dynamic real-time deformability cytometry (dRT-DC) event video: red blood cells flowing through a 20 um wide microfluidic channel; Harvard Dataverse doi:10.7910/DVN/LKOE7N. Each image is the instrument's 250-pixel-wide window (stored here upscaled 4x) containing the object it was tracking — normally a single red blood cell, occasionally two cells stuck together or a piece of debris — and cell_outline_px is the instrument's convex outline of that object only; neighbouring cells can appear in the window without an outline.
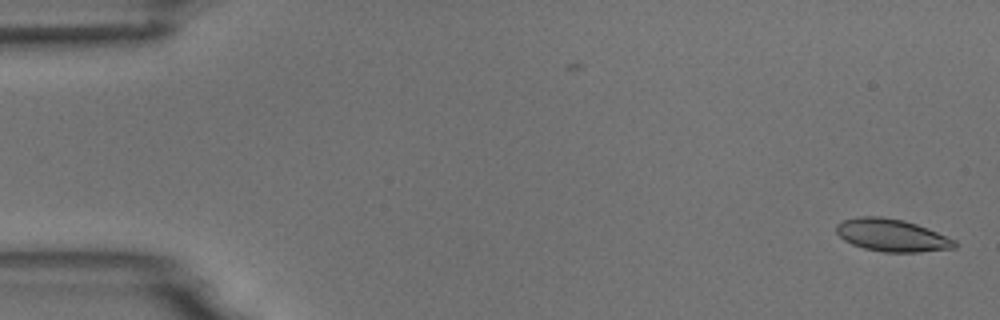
{"species": "common noctule bat (a hibernating species)", "species_latin": "Nyctalus noctula", "temperature_condition": "room temperature", "stored_images_in_passage": 2, "camera_frame_rate_fps": 3000, "um_per_image_px": 0.085, "animal": {"sex": "male", "body_mass_g": 18.8}, "frame": {"image": 1, "passage_image": 2, "time_ms": 1.0, "image_size_px": [1000, 320], "cell_outline_px": [[956, 248], [920, 252], [884, 252], [864, 248], [852, 244], [844, 240], [836, 232], [836, 224], [844, 220], [860, 216], [880, 216], [904, 220], [928, 228], [956, 240]], "centroid_in_image_um": [75.82, 19.99], "position_along_channel_um": 9.2, "area_um2": 22.43}}